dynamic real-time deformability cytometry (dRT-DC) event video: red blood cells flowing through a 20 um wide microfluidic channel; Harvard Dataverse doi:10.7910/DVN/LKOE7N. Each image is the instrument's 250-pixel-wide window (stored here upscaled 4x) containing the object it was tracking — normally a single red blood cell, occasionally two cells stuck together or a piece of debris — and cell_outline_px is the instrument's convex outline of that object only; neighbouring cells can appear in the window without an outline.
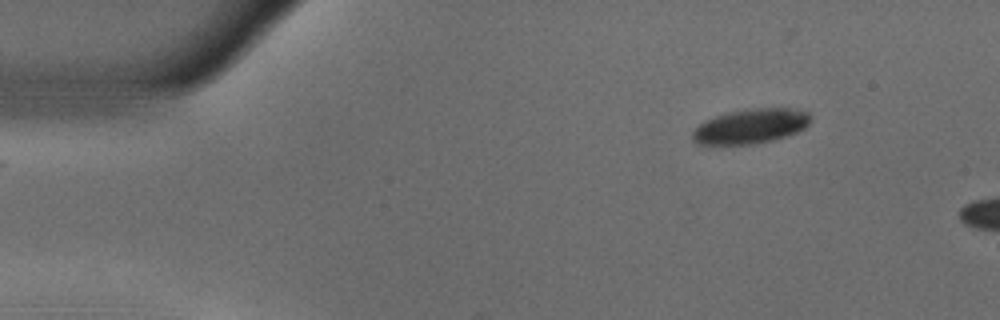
{"species": "common noctule bat (a hibernating species)", "species_latin": "Nyctalus noctula", "temperature_condition": "warm", "stored_images_in_passage": 5, "camera_frame_rate_fps": 3000, "um_per_image_px": 0.085, "animal": {"sex": "male", "body_mass_g": 18.8}, "frame": {"image": 1, "passage_image": 1, "time_ms": 0.0, "image_size_px": [1000, 320], "cell_outline_px": [[812, 116], [808, 124], [804, 128], [796, 132], [772, 140], [752, 144], [696, 144], [692, 140], [692, 132], [704, 120], [728, 112], [756, 108], [788, 108], [808, 112]], "centroid_in_image_um": [63.79, 10.73], "position_along_channel_um": 21.2, "area_um2": 23.64}}